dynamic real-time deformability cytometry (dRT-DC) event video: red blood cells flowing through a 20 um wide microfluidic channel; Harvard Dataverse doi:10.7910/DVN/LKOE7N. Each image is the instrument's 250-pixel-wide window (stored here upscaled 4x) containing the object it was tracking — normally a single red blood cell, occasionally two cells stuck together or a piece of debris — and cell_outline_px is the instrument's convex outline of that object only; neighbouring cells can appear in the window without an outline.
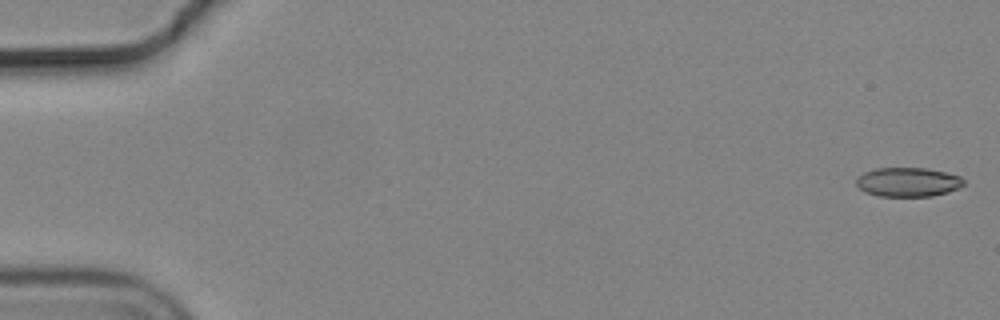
{"species": "common noctule bat (a hibernating species)", "species_latin": "Nyctalus noctula", "temperature_condition": "cold", "stored_images_in_passage": 55, "camera_frame_rate_fps": 3000, "um_per_image_px": 0.085, "animal": {"sex": "male", "body_mass_g": 19.2, "forearm_length_mm": 51.8}, "frame": {"image": 1, "passage_image": 1, "time_ms": 0.0, "image_size_px": [1000, 320], "cell_outline_px": [[964, 184], [960, 188], [948, 192], [932, 196], [880, 196], [864, 192], [856, 184], [856, 176], [864, 172], [876, 168], [928, 168], [960, 176], [964, 180]], "centroid_in_image_um": [77.17, 15.47], "position_along_channel_um": 7.8, "area_um2": 18.38}}
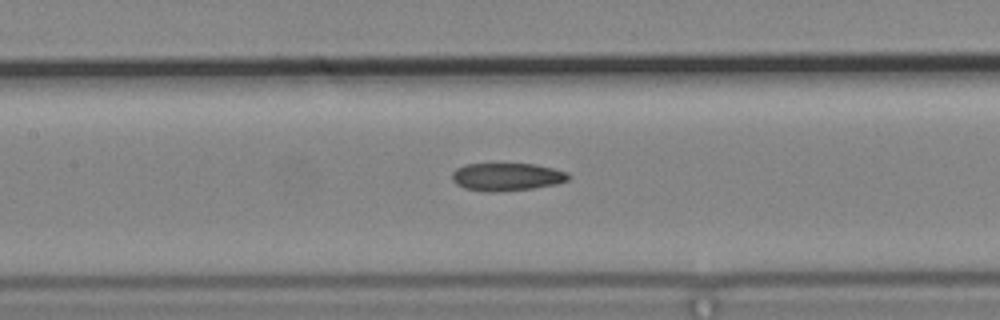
{"frame": {"image": 2, "passage_image": 26, "time_ms": 8.333, "image_size_px": [1000, 320], "cell_outline_px": [[572, 176], [568, 180], [556, 184], [532, 188], [496, 192], [484, 192], [464, 188], [456, 184], [452, 180], [452, 172], [456, 168], [464, 164], [536, 164], [568, 172]], "centroid_in_image_um": [43.07, 15.03], "position_along_channel_um": 164.3, "area_um2": 19.02}}
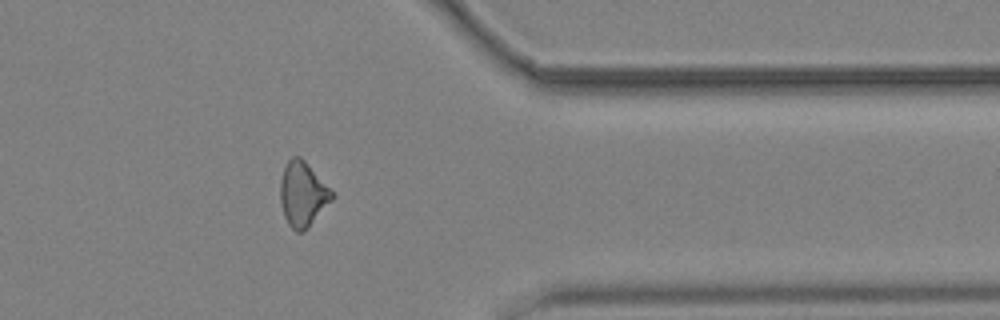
{"frame": {"image": 3, "passage_image": 45, "time_ms": 14.667, "image_size_px": [1000, 320], "cell_outline_px": [[336, 196], [308, 228], [304, 232], [296, 232], [288, 224], [284, 216], [280, 200], [280, 180], [284, 168], [288, 160], [292, 156], [300, 156], [304, 160]], "centroid_in_image_um": [25.72, 16.53], "position_along_channel_um": 385.7, "area_um2": 19.42}, "authors_computed_cell_mechanics": {"area_um2": 19.074, "velocity_mm_per_s": 3.7037, "shape_relaxation_time_tau1_ms": null, "shape_relaxation_time_tau2_ms": 4.5637, "deformation_change_tau1": null, "deformation_change_tau2": 0.1242}}